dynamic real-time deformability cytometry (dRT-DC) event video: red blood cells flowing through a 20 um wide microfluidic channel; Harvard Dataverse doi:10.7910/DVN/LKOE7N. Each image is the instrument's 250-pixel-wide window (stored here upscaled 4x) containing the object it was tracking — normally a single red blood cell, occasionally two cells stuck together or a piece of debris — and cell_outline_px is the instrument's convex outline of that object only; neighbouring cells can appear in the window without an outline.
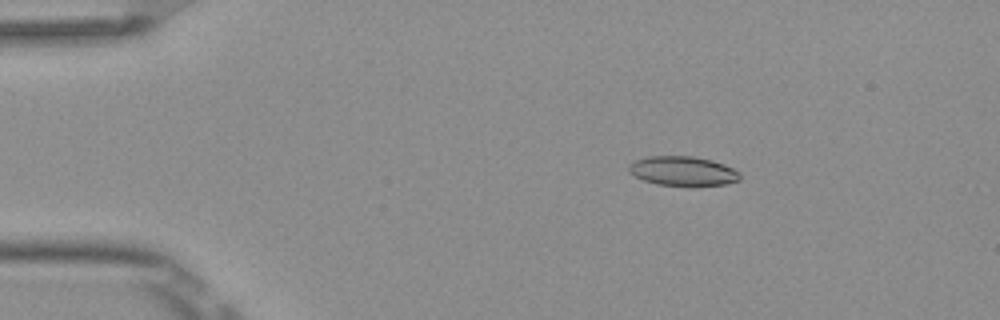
{"species": "Egyptian fruit bat (a non-hibernating species)", "species_latin": "Rousettus aegyptiacus", "temperature_condition": "room temperature", "stored_images_in_passage": 3, "camera_frame_rate_fps": 3000, "um_per_image_px": 0.085, "frame": {"image": 1, "passage_image": 1, "time_ms": 0.0, "image_size_px": [1000, 320], "cell_outline_px": [[740, 180], [724, 184], [688, 188], [656, 184], [644, 180], [628, 172], [628, 164], [636, 160], [648, 156], [692, 156], [712, 160], [724, 164], [740, 172]], "centroid_in_image_um": [58.05, 14.57], "position_along_channel_um": 27.0, "area_um2": 19.59}}